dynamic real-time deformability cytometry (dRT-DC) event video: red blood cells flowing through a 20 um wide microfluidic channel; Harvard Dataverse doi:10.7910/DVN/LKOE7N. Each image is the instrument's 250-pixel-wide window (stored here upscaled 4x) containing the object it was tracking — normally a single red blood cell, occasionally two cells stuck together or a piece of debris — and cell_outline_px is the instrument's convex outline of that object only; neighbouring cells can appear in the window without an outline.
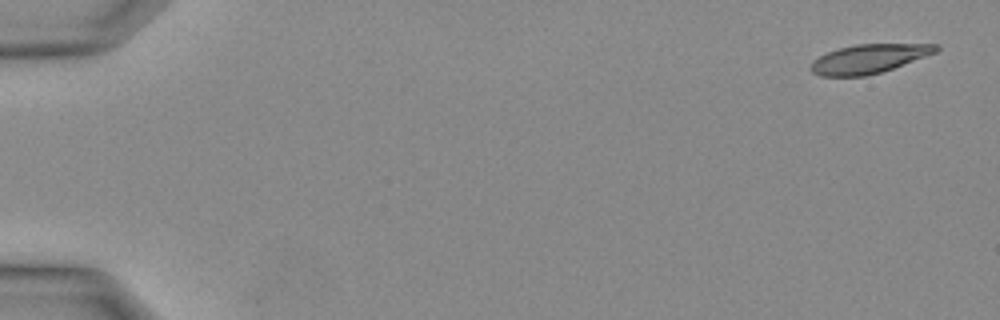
{"species": "Egyptian fruit bat (a non-hibernating species)", "species_latin": "Rousettus aegyptiacus", "temperature_condition": "warm", "stored_images_in_passage": 33, "camera_frame_rate_fps": 3000, "um_per_image_px": 0.085, "animal": {"sex": "female"}, "frame": {"image": 1, "passage_image": 1, "time_ms": 0.0, "image_size_px": [1000, 320], "cell_outline_px": [[940, 48], [936, 52], [892, 68], [880, 72], [864, 76], [820, 76], [812, 72], [808, 68], [812, 60], [828, 52], [840, 48], [856, 44], [936, 44]], "centroid_in_image_um": [73.79, 5.0], "position_along_channel_um": 11.2, "area_um2": 20.87}}
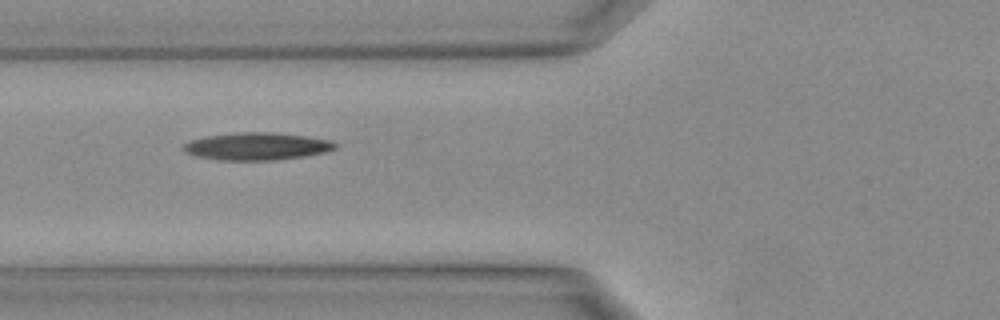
{"frame": {"image": 2, "passage_image": 13, "time_ms": 4.0, "image_size_px": [1000, 320], "cell_outline_px": [[336, 148], [324, 152], [304, 156], [272, 160], [220, 160], [196, 156], [184, 152], [180, 148], [184, 144], [192, 140], [208, 136], [236, 132], [272, 132], [304, 136], [328, 140], [336, 144]], "centroid_in_image_um": [21.77, 12.44], "position_along_channel_um": 104.0, "area_um2": 24.04}}
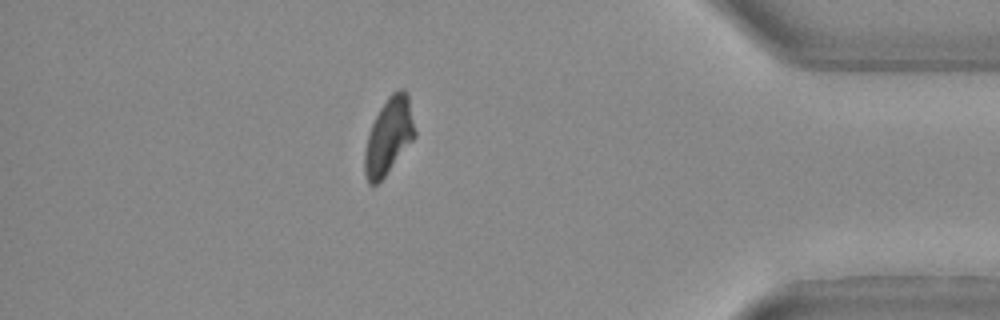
{"frame": {"image": 3, "passage_image": 29, "time_ms": 9.333, "image_size_px": [1000, 320], "cell_outline_px": [[416, 136], [384, 176], [376, 184], [368, 184], [364, 176], [364, 152], [368, 136], [372, 124], [380, 108], [388, 96], [396, 88], [404, 88], [408, 92], [416, 132]], "centroid_in_image_um": [33.05, 11.52], "position_along_channel_um": 402.1, "area_um2": 22.31}}